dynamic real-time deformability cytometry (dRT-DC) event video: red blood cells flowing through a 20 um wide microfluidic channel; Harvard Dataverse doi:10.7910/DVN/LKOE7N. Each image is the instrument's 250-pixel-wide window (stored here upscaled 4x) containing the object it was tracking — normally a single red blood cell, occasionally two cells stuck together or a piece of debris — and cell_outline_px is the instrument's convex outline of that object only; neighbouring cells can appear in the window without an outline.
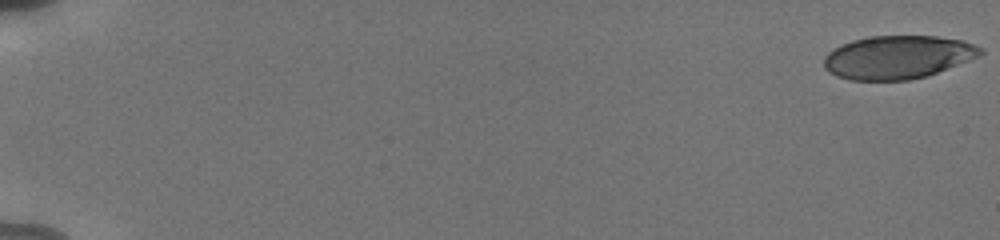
{"species": "human", "species_latin": "Homo sapiens", "temperature_condition": "cold", "stored_images_in_passage": 56, "camera_frame_rate_fps": 3000, "um_per_image_px": 0.085, "donor": {"sex": "male"}, "frame": {"image": 1, "passage_image": 1, "time_ms": 0.0, "image_size_px": [1000, 240], "cell_outline_px": [[984, 52], [980, 56], [928, 76], [908, 80], [848, 80], [836, 76], [824, 68], [824, 56], [828, 52], [852, 40], [868, 36], [936, 36], [964, 40], [984, 48]], "centroid_in_image_um": [76.34, 4.86], "position_along_channel_um": 8.7, "area_um2": 39.65}}
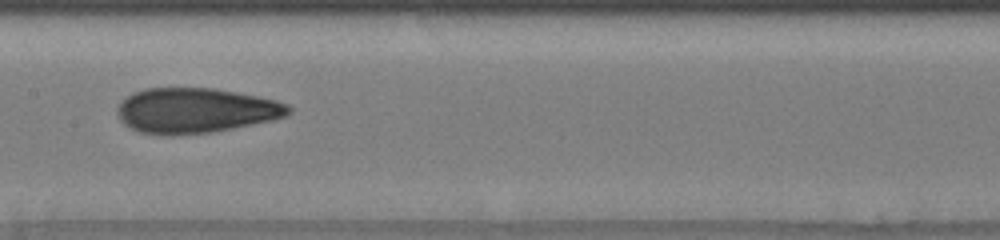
{"frame": {"image": 2, "passage_image": 31, "time_ms": 10.0, "image_size_px": [1000, 240], "cell_outline_px": [[292, 112], [288, 116], [272, 120], [212, 132], [172, 136], [140, 132], [124, 124], [120, 120], [120, 100], [132, 92], [144, 88], [216, 88], [276, 100], [288, 104], [292, 108]], "centroid_in_image_um": [16.65, 9.39], "position_along_channel_um": 190.7, "area_um2": 45.03}}
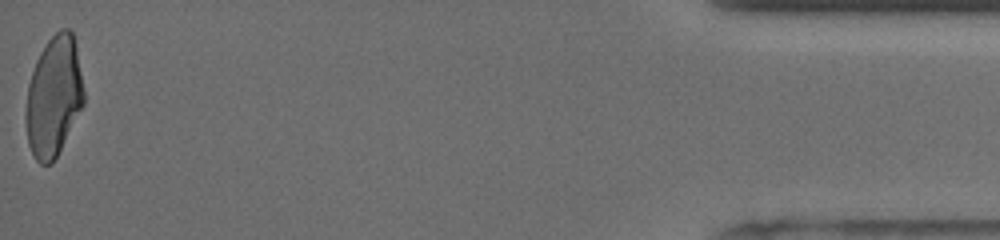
{"frame": {"image": 3, "passage_image": 56, "time_ms": 18.333, "image_size_px": [1000, 240], "cell_outline_px": [[84, 104], [52, 164], [40, 164], [36, 160], [28, 144], [24, 120], [24, 116], [28, 84], [36, 60], [40, 52], [48, 40], [60, 28], [68, 28], [72, 32], [76, 48], [84, 88]], "centroid_in_image_um": [4.55, 8.21], "position_along_channel_um": 430.7, "area_um2": 40.63}, "authors_computed_cell_mechanics": {"area_um2": 42.6564, "velocity_mm_per_s": 3.8246, "shape_relaxation_time_tau1_ms": 6.8133, "shape_relaxation_time_tau2_ms": 1.412, "deformation_change_tau1": 0.206, "deformation_change_tau2": 0.089}}